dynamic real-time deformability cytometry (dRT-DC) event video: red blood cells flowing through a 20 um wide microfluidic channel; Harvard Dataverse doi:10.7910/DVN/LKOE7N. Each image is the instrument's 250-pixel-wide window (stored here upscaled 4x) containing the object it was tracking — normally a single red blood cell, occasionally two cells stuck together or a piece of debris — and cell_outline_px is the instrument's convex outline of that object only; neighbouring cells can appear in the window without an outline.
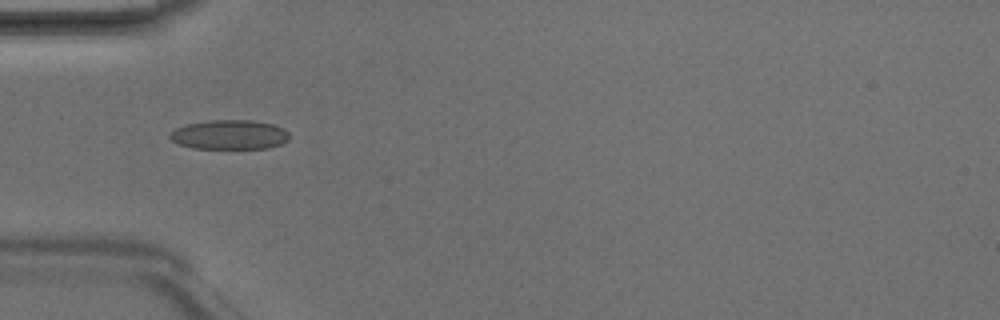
{"species": "Egyptian fruit bat (a non-hibernating species)", "species_latin": "Rousettus aegyptiacus", "temperature_condition": "room temperature", "stored_images_in_passage": 4, "camera_frame_rate_fps": 3000, "um_per_image_px": 0.085, "animal": {"sex": "male"}, "frame": {"image": 1, "passage_image": 4, "time_ms": 1.0, "image_size_px": [1000, 320], "cell_outline_px": [[288, 140], [280, 144], [268, 148], [192, 148], [180, 144], [172, 140], [168, 136], [176, 128], [184, 124], [208, 120], [252, 120], [272, 124], [284, 128], [288, 132]], "centroid_in_image_um": [19.5, 11.44], "position_along_channel_um": 65.5, "area_um2": 20.46}}